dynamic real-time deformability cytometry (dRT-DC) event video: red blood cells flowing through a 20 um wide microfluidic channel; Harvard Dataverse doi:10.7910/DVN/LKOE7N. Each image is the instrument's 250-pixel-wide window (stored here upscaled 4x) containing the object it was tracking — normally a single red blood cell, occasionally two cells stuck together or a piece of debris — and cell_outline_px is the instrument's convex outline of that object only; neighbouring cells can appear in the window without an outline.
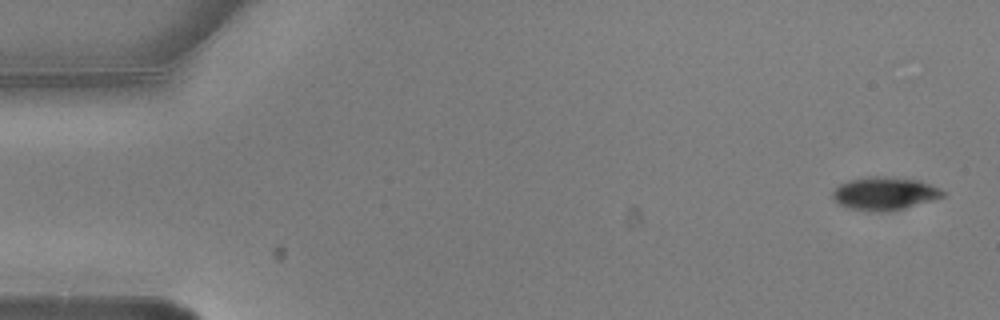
{"species": "common noctule bat (a hibernating species)", "species_latin": "Nyctalus noctula", "temperature_condition": "warm", "stored_images_in_passage": 6, "segment_of_instrument_passage": [2, 2], "camera_frame_rate_fps": 3000, "um_per_image_px": 0.085, "animal": {"sex": "male", "body_mass_g": 20.5, "forearm_length_mm": 52.5}, "frame": {"image": 1, "passage_image": 6, "time_ms": 1.667, "image_size_px": [1000, 320], "cell_outline_px": [[944, 196], [904, 208], [884, 212], [852, 208], [840, 204], [832, 196], [832, 192], [840, 184], [848, 180], [868, 176], [884, 176], [920, 180], [940, 188], [944, 192]], "centroid_in_image_um": [75.2, 16.42], "position_along_channel_um": 9.8, "area_um2": 20.87}}